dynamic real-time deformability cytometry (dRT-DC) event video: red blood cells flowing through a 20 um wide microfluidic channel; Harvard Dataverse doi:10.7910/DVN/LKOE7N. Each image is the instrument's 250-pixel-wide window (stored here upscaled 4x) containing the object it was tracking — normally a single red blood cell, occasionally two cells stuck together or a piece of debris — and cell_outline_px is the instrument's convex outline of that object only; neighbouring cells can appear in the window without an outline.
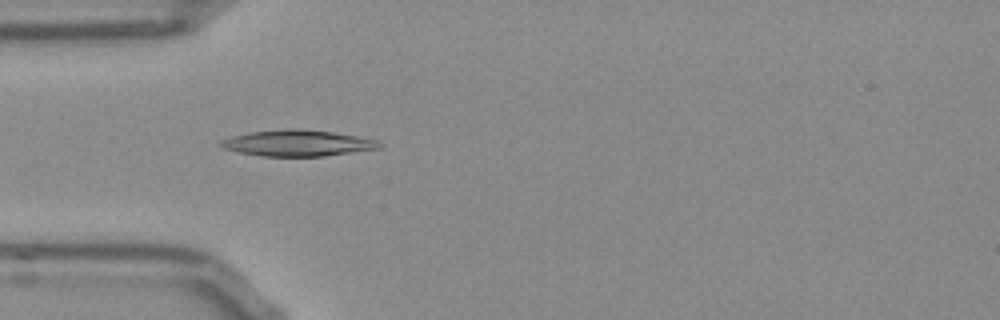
{"species": "Egyptian fruit bat (a non-hibernating species)", "species_latin": "Rousettus aegyptiacus", "temperature_condition": "room temperature", "stored_images_in_passage": 42, "camera_frame_rate_fps": 3000, "um_per_image_px": 0.085, "frame": {"image": 1, "passage_image": 5, "time_ms": 1.333, "image_size_px": [1000, 320], "cell_outline_px": [[384, 144], [380, 148], [324, 156], [260, 156], [220, 148], [216, 144], [220, 140], [232, 136], [252, 132], [292, 128], [296, 128], [332, 132], [356, 136], [376, 140]], "centroid_in_image_um": [25.25, 12.17], "position_along_channel_um": 59.8, "area_um2": 24.1}}
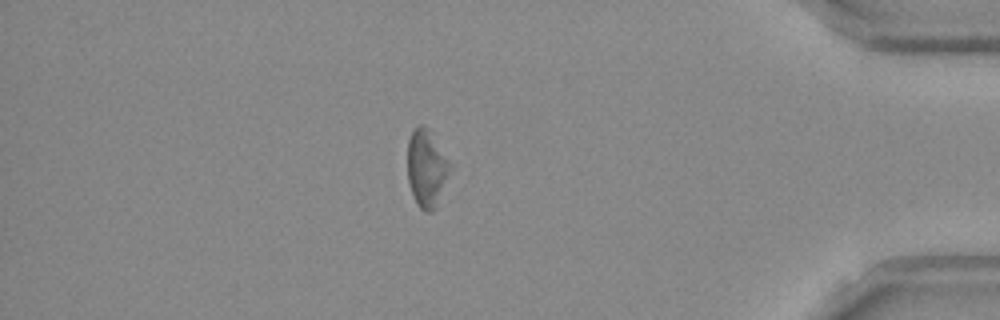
{"frame": {"image": 2, "passage_image": 35, "time_ms": 11.333, "image_size_px": [1000, 320], "cell_outline_px": [[448, 172], [436, 208], [432, 212], [424, 212], [416, 204], [408, 180], [408, 140], [412, 128], [420, 124], [424, 124], [428, 128], [448, 160]], "centroid_in_image_um": [36.21, 14.29], "position_along_channel_um": 399.0, "area_um2": 18.73}}
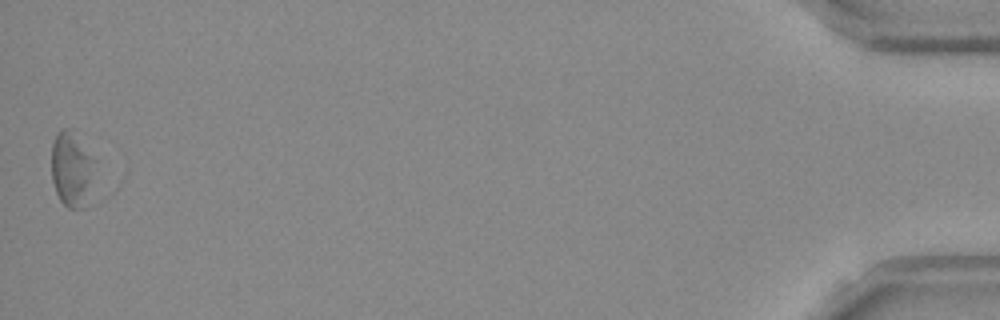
{"frame": {"image": 3, "passage_image": 42, "time_ms": 13.667, "image_size_px": [1000, 320], "cell_outline_px": [[96, 160], [84, 208], [68, 208], [60, 200], [56, 192], [52, 180], [52, 144], [56, 136], [64, 128], [72, 128]], "centroid_in_image_um": [6.09, 14.34], "position_along_channel_um": 429.1, "area_um2": 18.79}, "authors_computed_cell_mechanics": {"area_um2": 22.2241, "velocity_mm_per_s": 3.8031, "shape_relaxation_time_tau1_ms": 3.4691, "shape_relaxation_time_tau2_ms": null, "deformation_change_tau1": 0.1118, "deformation_change_tau2": null}}